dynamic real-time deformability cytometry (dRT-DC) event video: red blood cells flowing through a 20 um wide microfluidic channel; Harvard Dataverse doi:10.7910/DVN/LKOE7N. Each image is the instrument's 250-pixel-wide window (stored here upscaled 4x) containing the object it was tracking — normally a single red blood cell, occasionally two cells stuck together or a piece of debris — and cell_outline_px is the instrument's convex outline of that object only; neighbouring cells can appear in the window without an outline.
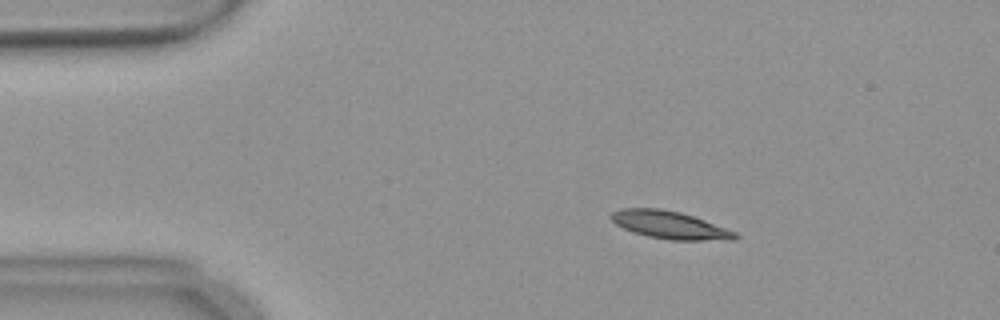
{"species": "common noctule bat (a hibernating species)", "species_latin": "Nyctalus noctula", "temperature_condition": "warm", "stored_images_in_passage": 49, "camera_frame_rate_fps": 3000, "um_per_image_px": 0.085, "animal": {"sex": "female", "body_mass_g": 18.4}, "frame": {"image": 1, "passage_image": 3, "time_ms": 0.667, "image_size_px": [1000, 320], "cell_outline_px": [[740, 236], [736, 240], [672, 240], [648, 236], [632, 232], [616, 224], [608, 216], [612, 212], [620, 208], [660, 208], [680, 212], [704, 220], [736, 232]], "centroid_in_image_um": [56.92, 19.12], "position_along_channel_um": 28.1, "area_um2": 20.0}}
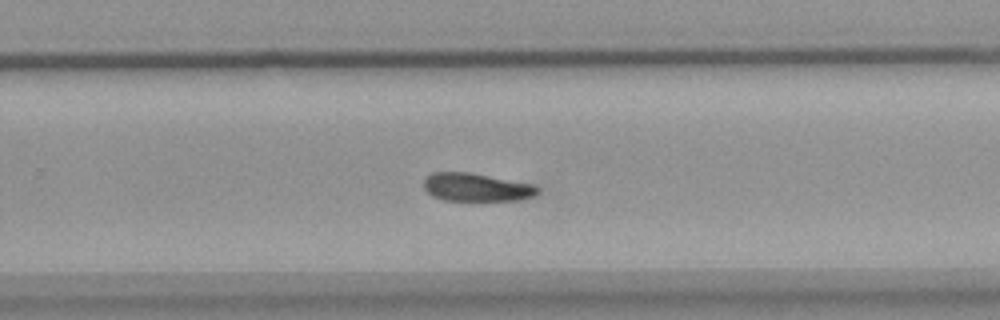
{"frame": {"image": 2, "passage_image": 29, "time_ms": 9.333, "image_size_px": [1000, 320], "cell_outline_px": [[540, 192], [532, 196], [520, 200], [444, 200], [432, 196], [424, 188], [424, 176], [432, 172], [468, 172], [536, 184], [540, 188]], "centroid_in_image_um": [40.51, 15.91], "position_along_channel_um": 289.3, "area_um2": 18.84}}
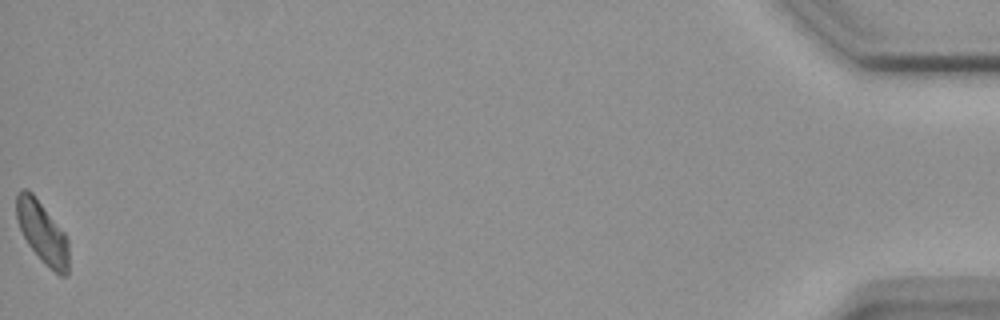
{"frame": {"image": 3, "passage_image": 49, "time_ms": 16.0, "image_size_px": [1000, 320], "cell_outline_px": [[68, 272], [64, 276], [60, 276], [40, 260], [28, 244], [16, 220], [16, 196], [24, 188], [32, 192], [64, 232], [68, 240]], "centroid_in_image_um": [3.59, 19.76], "position_along_channel_um": 431.6, "area_um2": 18.67}, "authors_computed_cell_mechanics": {"area_um2": 19.7098, "velocity_mm_per_s": 3.6471, "shape_relaxation_time_tau1_ms": 7.6238, "shape_relaxation_time_tau2_ms": null, "deformation_change_tau1": 0.1695, "deformation_change_tau2": null}}